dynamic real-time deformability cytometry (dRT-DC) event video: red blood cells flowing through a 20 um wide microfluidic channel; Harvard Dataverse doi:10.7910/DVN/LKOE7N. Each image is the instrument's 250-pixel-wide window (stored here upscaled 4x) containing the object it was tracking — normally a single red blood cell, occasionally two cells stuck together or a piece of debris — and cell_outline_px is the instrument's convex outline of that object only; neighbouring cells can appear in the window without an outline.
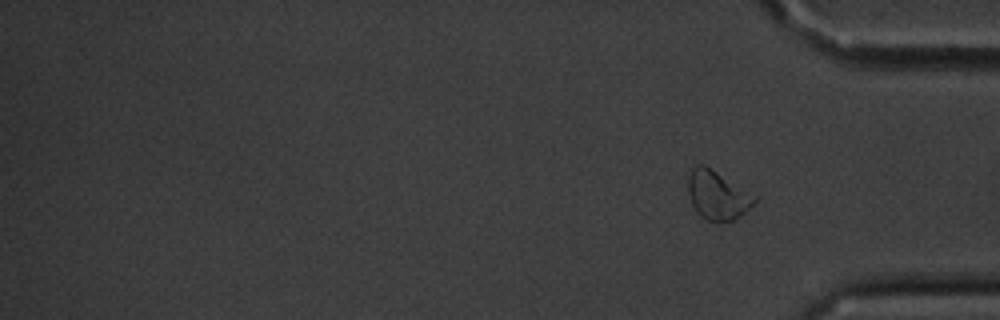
{"species": "common noctule bat (a hibernating species)", "species_latin": "Nyctalus noctula", "temperature_condition": "cold", "stored_images_in_passage": 12, "segment_of_instrument_passage": [2, 2], "camera_frame_rate_fps": 3000, "um_per_image_px": 0.085, "animal": {"sex": "male", "body_mass_g": 20.1, "forearm_length_mm": 53.5}, "frame": {"image": 1, "passage_image": 12, "time_ms": 14.0, "image_size_px": [1000, 320], "cell_outline_px": [[756, 200], [740, 216], [732, 220], [720, 224], [708, 220], [700, 216], [692, 204], [688, 192], [688, 176], [692, 168], [696, 164], [704, 164], [756, 196]], "centroid_in_image_um": [60.94, 16.6], "position_along_channel_um": 374.3, "area_um2": 18.73}}